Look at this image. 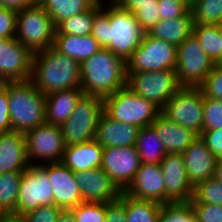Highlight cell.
<instances>
[{
    "instance_id": "cell-1",
    "label": "cell",
    "mask_w": 222,
    "mask_h": 222,
    "mask_svg": "<svg viewBox=\"0 0 222 222\" xmlns=\"http://www.w3.org/2000/svg\"><path fill=\"white\" fill-rule=\"evenodd\" d=\"M108 4V5H107ZM145 31L133 12L100 0L94 6L91 35L102 48L127 61L142 43Z\"/></svg>"
},
{
    "instance_id": "cell-2",
    "label": "cell",
    "mask_w": 222,
    "mask_h": 222,
    "mask_svg": "<svg viewBox=\"0 0 222 222\" xmlns=\"http://www.w3.org/2000/svg\"><path fill=\"white\" fill-rule=\"evenodd\" d=\"M30 81L44 95L81 88L80 63L49 47L33 53Z\"/></svg>"
},
{
    "instance_id": "cell-3",
    "label": "cell",
    "mask_w": 222,
    "mask_h": 222,
    "mask_svg": "<svg viewBox=\"0 0 222 222\" xmlns=\"http://www.w3.org/2000/svg\"><path fill=\"white\" fill-rule=\"evenodd\" d=\"M83 94L105 98L127 86L126 61L107 48L80 64Z\"/></svg>"
},
{
    "instance_id": "cell-4",
    "label": "cell",
    "mask_w": 222,
    "mask_h": 222,
    "mask_svg": "<svg viewBox=\"0 0 222 222\" xmlns=\"http://www.w3.org/2000/svg\"><path fill=\"white\" fill-rule=\"evenodd\" d=\"M6 89L12 131L26 133L46 123L45 95L30 80L9 82Z\"/></svg>"
},
{
    "instance_id": "cell-5",
    "label": "cell",
    "mask_w": 222,
    "mask_h": 222,
    "mask_svg": "<svg viewBox=\"0 0 222 222\" xmlns=\"http://www.w3.org/2000/svg\"><path fill=\"white\" fill-rule=\"evenodd\" d=\"M104 112L116 121L143 128L156 120L161 109L125 86L104 98Z\"/></svg>"
},
{
    "instance_id": "cell-6",
    "label": "cell",
    "mask_w": 222,
    "mask_h": 222,
    "mask_svg": "<svg viewBox=\"0 0 222 222\" xmlns=\"http://www.w3.org/2000/svg\"><path fill=\"white\" fill-rule=\"evenodd\" d=\"M56 25L41 5L17 11L15 39L32 53L53 47Z\"/></svg>"
},
{
    "instance_id": "cell-7",
    "label": "cell",
    "mask_w": 222,
    "mask_h": 222,
    "mask_svg": "<svg viewBox=\"0 0 222 222\" xmlns=\"http://www.w3.org/2000/svg\"><path fill=\"white\" fill-rule=\"evenodd\" d=\"M103 112L104 98L83 94L70 117L60 126L65 147L94 140Z\"/></svg>"
},
{
    "instance_id": "cell-8",
    "label": "cell",
    "mask_w": 222,
    "mask_h": 222,
    "mask_svg": "<svg viewBox=\"0 0 222 222\" xmlns=\"http://www.w3.org/2000/svg\"><path fill=\"white\" fill-rule=\"evenodd\" d=\"M204 95L199 88L182 87L161 109L168 120L199 136L204 131Z\"/></svg>"
},
{
    "instance_id": "cell-9",
    "label": "cell",
    "mask_w": 222,
    "mask_h": 222,
    "mask_svg": "<svg viewBox=\"0 0 222 222\" xmlns=\"http://www.w3.org/2000/svg\"><path fill=\"white\" fill-rule=\"evenodd\" d=\"M127 86L162 109L182 88L176 70L127 73Z\"/></svg>"
},
{
    "instance_id": "cell-10",
    "label": "cell",
    "mask_w": 222,
    "mask_h": 222,
    "mask_svg": "<svg viewBox=\"0 0 222 222\" xmlns=\"http://www.w3.org/2000/svg\"><path fill=\"white\" fill-rule=\"evenodd\" d=\"M177 47L145 33L142 43L126 61L127 73L176 70Z\"/></svg>"
},
{
    "instance_id": "cell-11",
    "label": "cell",
    "mask_w": 222,
    "mask_h": 222,
    "mask_svg": "<svg viewBox=\"0 0 222 222\" xmlns=\"http://www.w3.org/2000/svg\"><path fill=\"white\" fill-rule=\"evenodd\" d=\"M214 65L194 34L177 47L176 73L182 87L198 88Z\"/></svg>"
},
{
    "instance_id": "cell-12",
    "label": "cell",
    "mask_w": 222,
    "mask_h": 222,
    "mask_svg": "<svg viewBox=\"0 0 222 222\" xmlns=\"http://www.w3.org/2000/svg\"><path fill=\"white\" fill-rule=\"evenodd\" d=\"M52 190L48 176V163L30 165L22 173L16 213L23 215L39 206L54 204Z\"/></svg>"
},
{
    "instance_id": "cell-13",
    "label": "cell",
    "mask_w": 222,
    "mask_h": 222,
    "mask_svg": "<svg viewBox=\"0 0 222 222\" xmlns=\"http://www.w3.org/2000/svg\"><path fill=\"white\" fill-rule=\"evenodd\" d=\"M25 138L30 165L61 162L65 145L60 126L45 123L27 131Z\"/></svg>"
},
{
    "instance_id": "cell-14",
    "label": "cell",
    "mask_w": 222,
    "mask_h": 222,
    "mask_svg": "<svg viewBox=\"0 0 222 222\" xmlns=\"http://www.w3.org/2000/svg\"><path fill=\"white\" fill-rule=\"evenodd\" d=\"M140 164L135 146L103 148L101 168L121 191L132 182Z\"/></svg>"
},
{
    "instance_id": "cell-15",
    "label": "cell",
    "mask_w": 222,
    "mask_h": 222,
    "mask_svg": "<svg viewBox=\"0 0 222 222\" xmlns=\"http://www.w3.org/2000/svg\"><path fill=\"white\" fill-rule=\"evenodd\" d=\"M165 186V203L187 202L193 198L182 153H167L160 162Z\"/></svg>"
},
{
    "instance_id": "cell-16",
    "label": "cell",
    "mask_w": 222,
    "mask_h": 222,
    "mask_svg": "<svg viewBox=\"0 0 222 222\" xmlns=\"http://www.w3.org/2000/svg\"><path fill=\"white\" fill-rule=\"evenodd\" d=\"M75 179L86 202L109 203L119 199L122 193L102 168L76 172Z\"/></svg>"
},
{
    "instance_id": "cell-17",
    "label": "cell",
    "mask_w": 222,
    "mask_h": 222,
    "mask_svg": "<svg viewBox=\"0 0 222 222\" xmlns=\"http://www.w3.org/2000/svg\"><path fill=\"white\" fill-rule=\"evenodd\" d=\"M123 192L136 199L164 204L165 186L160 164L141 163L134 179Z\"/></svg>"
},
{
    "instance_id": "cell-18",
    "label": "cell",
    "mask_w": 222,
    "mask_h": 222,
    "mask_svg": "<svg viewBox=\"0 0 222 222\" xmlns=\"http://www.w3.org/2000/svg\"><path fill=\"white\" fill-rule=\"evenodd\" d=\"M48 176L53 187L54 205L66 211L83 202L75 173L62 162L48 163Z\"/></svg>"
},
{
    "instance_id": "cell-19",
    "label": "cell",
    "mask_w": 222,
    "mask_h": 222,
    "mask_svg": "<svg viewBox=\"0 0 222 222\" xmlns=\"http://www.w3.org/2000/svg\"><path fill=\"white\" fill-rule=\"evenodd\" d=\"M33 53L16 39L0 47V75L9 82L30 80Z\"/></svg>"
},
{
    "instance_id": "cell-20",
    "label": "cell",
    "mask_w": 222,
    "mask_h": 222,
    "mask_svg": "<svg viewBox=\"0 0 222 222\" xmlns=\"http://www.w3.org/2000/svg\"><path fill=\"white\" fill-rule=\"evenodd\" d=\"M182 156L188 180L193 187L214 176L218 158L207 148L200 136L189 145Z\"/></svg>"
},
{
    "instance_id": "cell-21",
    "label": "cell",
    "mask_w": 222,
    "mask_h": 222,
    "mask_svg": "<svg viewBox=\"0 0 222 222\" xmlns=\"http://www.w3.org/2000/svg\"><path fill=\"white\" fill-rule=\"evenodd\" d=\"M30 166L26 151L25 133H0V174L23 172Z\"/></svg>"
},
{
    "instance_id": "cell-22",
    "label": "cell",
    "mask_w": 222,
    "mask_h": 222,
    "mask_svg": "<svg viewBox=\"0 0 222 222\" xmlns=\"http://www.w3.org/2000/svg\"><path fill=\"white\" fill-rule=\"evenodd\" d=\"M140 128L125 124L102 113L95 133V140L104 147L135 146Z\"/></svg>"
},
{
    "instance_id": "cell-23",
    "label": "cell",
    "mask_w": 222,
    "mask_h": 222,
    "mask_svg": "<svg viewBox=\"0 0 222 222\" xmlns=\"http://www.w3.org/2000/svg\"><path fill=\"white\" fill-rule=\"evenodd\" d=\"M102 158L103 147L94 139L90 142L66 146L61 162L76 173L101 168Z\"/></svg>"
},
{
    "instance_id": "cell-24",
    "label": "cell",
    "mask_w": 222,
    "mask_h": 222,
    "mask_svg": "<svg viewBox=\"0 0 222 222\" xmlns=\"http://www.w3.org/2000/svg\"><path fill=\"white\" fill-rule=\"evenodd\" d=\"M151 125L158 133L166 153H183L199 136L192 130L168 120L161 113Z\"/></svg>"
},
{
    "instance_id": "cell-25",
    "label": "cell",
    "mask_w": 222,
    "mask_h": 222,
    "mask_svg": "<svg viewBox=\"0 0 222 222\" xmlns=\"http://www.w3.org/2000/svg\"><path fill=\"white\" fill-rule=\"evenodd\" d=\"M82 95L81 88L58 90L45 95L46 123L61 126L70 117Z\"/></svg>"
},
{
    "instance_id": "cell-26",
    "label": "cell",
    "mask_w": 222,
    "mask_h": 222,
    "mask_svg": "<svg viewBox=\"0 0 222 222\" xmlns=\"http://www.w3.org/2000/svg\"><path fill=\"white\" fill-rule=\"evenodd\" d=\"M194 20L191 10L184 16L169 20H159L146 33L176 47L183 43L190 35L193 34Z\"/></svg>"
},
{
    "instance_id": "cell-27",
    "label": "cell",
    "mask_w": 222,
    "mask_h": 222,
    "mask_svg": "<svg viewBox=\"0 0 222 222\" xmlns=\"http://www.w3.org/2000/svg\"><path fill=\"white\" fill-rule=\"evenodd\" d=\"M53 47L80 64L102 48L92 35L75 36L67 34H55Z\"/></svg>"
},
{
    "instance_id": "cell-28",
    "label": "cell",
    "mask_w": 222,
    "mask_h": 222,
    "mask_svg": "<svg viewBox=\"0 0 222 222\" xmlns=\"http://www.w3.org/2000/svg\"><path fill=\"white\" fill-rule=\"evenodd\" d=\"M135 147L141 163L160 164L167 154L158 133L152 125L140 128Z\"/></svg>"
},
{
    "instance_id": "cell-29",
    "label": "cell",
    "mask_w": 222,
    "mask_h": 222,
    "mask_svg": "<svg viewBox=\"0 0 222 222\" xmlns=\"http://www.w3.org/2000/svg\"><path fill=\"white\" fill-rule=\"evenodd\" d=\"M100 0H44L40 5L56 27L65 19L93 8Z\"/></svg>"
},
{
    "instance_id": "cell-30",
    "label": "cell",
    "mask_w": 222,
    "mask_h": 222,
    "mask_svg": "<svg viewBox=\"0 0 222 222\" xmlns=\"http://www.w3.org/2000/svg\"><path fill=\"white\" fill-rule=\"evenodd\" d=\"M193 34L201 49L215 64L222 55V25H194Z\"/></svg>"
},
{
    "instance_id": "cell-31",
    "label": "cell",
    "mask_w": 222,
    "mask_h": 222,
    "mask_svg": "<svg viewBox=\"0 0 222 222\" xmlns=\"http://www.w3.org/2000/svg\"><path fill=\"white\" fill-rule=\"evenodd\" d=\"M160 207L158 202L136 199L125 194L127 222H159Z\"/></svg>"
},
{
    "instance_id": "cell-32",
    "label": "cell",
    "mask_w": 222,
    "mask_h": 222,
    "mask_svg": "<svg viewBox=\"0 0 222 222\" xmlns=\"http://www.w3.org/2000/svg\"><path fill=\"white\" fill-rule=\"evenodd\" d=\"M23 172L0 174V211L16 213L20 181Z\"/></svg>"
},
{
    "instance_id": "cell-33",
    "label": "cell",
    "mask_w": 222,
    "mask_h": 222,
    "mask_svg": "<svg viewBox=\"0 0 222 222\" xmlns=\"http://www.w3.org/2000/svg\"><path fill=\"white\" fill-rule=\"evenodd\" d=\"M94 20V7L78 15L63 20L56 28L55 34L75 36L91 35Z\"/></svg>"
},
{
    "instance_id": "cell-34",
    "label": "cell",
    "mask_w": 222,
    "mask_h": 222,
    "mask_svg": "<svg viewBox=\"0 0 222 222\" xmlns=\"http://www.w3.org/2000/svg\"><path fill=\"white\" fill-rule=\"evenodd\" d=\"M191 12L194 25H222V0H198Z\"/></svg>"
},
{
    "instance_id": "cell-35",
    "label": "cell",
    "mask_w": 222,
    "mask_h": 222,
    "mask_svg": "<svg viewBox=\"0 0 222 222\" xmlns=\"http://www.w3.org/2000/svg\"><path fill=\"white\" fill-rule=\"evenodd\" d=\"M159 222H197L191 201L161 204Z\"/></svg>"
},
{
    "instance_id": "cell-36",
    "label": "cell",
    "mask_w": 222,
    "mask_h": 222,
    "mask_svg": "<svg viewBox=\"0 0 222 222\" xmlns=\"http://www.w3.org/2000/svg\"><path fill=\"white\" fill-rule=\"evenodd\" d=\"M191 203H210L222 205V183L214 177L199 182L194 187Z\"/></svg>"
},
{
    "instance_id": "cell-37",
    "label": "cell",
    "mask_w": 222,
    "mask_h": 222,
    "mask_svg": "<svg viewBox=\"0 0 222 222\" xmlns=\"http://www.w3.org/2000/svg\"><path fill=\"white\" fill-rule=\"evenodd\" d=\"M107 203L83 201L70 210L76 222H105Z\"/></svg>"
},
{
    "instance_id": "cell-38",
    "label": "cell",
    "mask_w": 222,
    "mask_h": 222,
    "mask_svg": "<svg viewBox=\"0 0 222 222\" xmlns=\"http://www.w3.org/2000/svg\"><path fill=\"white\" fill-rule=\"evenodd\" d=\"M204 131L222 128V100L204 96Z\"/></svg>"
},
{
    "instance_id": "cell-39",
    "label": "cell",
    "mask_w": 222,
    "mask_h": 222,
    "mask_svg": "<svg viewBox=\"0 0 222 222\" xmlns=\"http://www.w3.org/2000/svg\"><path fill=\"white\" fill-rule=\"evenodd\" d=\"M198 88L205 97L222 100V69L214 65L208 77Z\"/></svg>"
},
{
    "instance_id": "cell-40",
    "label": "cell",
    "mask_w": 222,
    "mask_h": 222,
    "mask_svg": "<svg viewBox=\"0 0 222 222\" xmlns=\"http://www.w3.org/2000/svg\"><path fill=\"white\" fill-rule=\"evenodd\" d=\"M61 209L54 204L42 205L23 214L25 222H56Z\"/></svg>"
},
{
    "instance_id": "cell-41",
    "label": "cell",
    "mask_w": 222,
    "mask_h": 222,
    "mask_svg": "<svg viewBox=\"0 0 222 222\" xmlns=\"http://www.w3.org/2000/svg\"><path fill=\"white\" fill-rule=\"evenodd\" d=\"M197 222H222V205L192 203Z\"/></svg>"
},
{
    "instance_id": "cell-42",
    "label": "cell",
    "mask_w": 222,
    "mask_h": 222,
    "mask_svg": "<svg viewBox=\"0 0 222 222\" xmlns=\"http://www.w3.org/2000/svg\"><path fill=\"white\" fill-rule=\"evenodd\" d=\"M158 6L162 20L182 17L190 10L181 0H158Z\"/></svg>"
},
{
    "instance_id": "cell-43",
    "label": "cell",
    "mask_w": 222,
    "mask_h": 222,
    "mask_svg": "<svg viewBox=\"0 0 222 222\" xmlns=\"http://www.w3.org/2000/svg\"><path fill=\"white\" fill-rule=\"evenodd\" d=\"M17 11L0 5V37L15 39Z\"/></svg>"
},
{
    "instance_id": "cell-44",
    "label": "cell",
    "mask_w": 222,
    "mask_h": 222,
    "mask_svg": "<svg viewBox=\"0 0 222 222\" xmlns=\"http://www.w3.org/2000/svg\"><path fill=\"white\" fill-rule=\"evenodd\" d=\"M139 21L142 29L147 32L151 29L161 18L159 17V6H148L136 8L133 11Z\"/></svg>"
},
{
    "instance_id": "cell-45",
    "label": "cell",
    "mask_w": 222,
    "mask_h": 222,
    "mask_svg": "<svg viewBox=\"0 0 222 222\" xmlns=\"http://www.w3.org/2000/svg\"><path fill=\"white\" fill-rule=\"evenodd\" d=\"M105 222H127L125 210V193L123 191L119 199L107 203Z\"/></svg>"
},
{
    "instance_id": "cell-46",
    "label": "cell",
    "mask_w": 222,
    "mask_h": 222,
    "mask_svg": "<svg viewBox=\"0 0 222 222\" xmlns=\"http://www.w3.org/2000/svg\"><path fill=\"white\" fill-rule=\"evenodd\" d=\"M200 137L205 141L207 148L217 158H222V128L203 131Z\"/></svg>"
},
{
    "instance_id": "cell-47",
    "label": "cell",
    "mask_w": 222,
    "mask_h": 222,
    "mask_svg": "<svg viewBox=\"0 0 222 222\" xmlns=\"http://www.w3.org/2000/svg\"><path fill=\"white\" fill-rule=\"evenodd\" d=\"M12 131L7 89L0 93V133Z\"/></svg>"
},
{
    "instance_id": "cell-48",
    "label": "cell",
    "mask_w": 222,
    "mask_h": 222,
    "mask_svg": "<svg viewBox=\"0 0 222 222\" xmlns=\"http://www.w3.org/2000/svg\"><path fill=\"white\" fill-rule=\"evenodd\" d=\"M119 5L125 10L133 12L136 8L158 6V0H123Z\"/></svg>"
},
{
    "instance_id": "cell-49",
    "label": "cell",
    "mask_w": 222,
    "mask_h": 222,
    "mask_svg": "<svg viewBox=\"0 0 222 222\" xmlns=\"http://www.w3.org/2000/svg\"><path fill=\"white\" fill-rule=\"evenodd\" d=\"M0 5L7 9L19 11L32 4L28 0H0Z\"/></svg>"
},
{
    "instance_id": "cell-50",
    "label": "cell",
    "mask_w": 222,
    "mask_h": 222,
    "mask_svg": "<svg viewBox=\"0 0 222 222\" xmlns=\"http://www.w3.org/2000/svg\"><path fill=\"white\" fill-rule=\"evenodd\" d=\"M0 222H25L22 214L17 213H4Z\"/></svg>"
},
{
    "instance_id": "cell-51",
    "label": "cell",
    "mask_w": 222,
    "mask_h": 222,
    "mask_svg": "<svg viewBox=\"0 0 222 222\" xmlns=\"http://www.w3.org/2000/svg\"><path fill=\"white\" fill-rule=\"evenodd\" d=\"M56 222H76V220L70 210H62Z\"/></svg>"
},
{
    "instance_id": "cell-52",
    "label": "cell",
    "mask_w": 222,
    "mask_h": 222,
    "mask_svg": "<svg viewBox=\"0 0 222 222\" xmlns=\"http://www.w3.org/2000/svg\"><path fill=\"white\" fill-rule=\"evenodd\" d=\"M213 177L222 183V158L217 160Z\"/></svg>"
},
{
    "instance_id": "cell-53",
    "label": "cell",
    "mask_w": 222,
    "mask_h": 222,
    "mask_svg": "<svg viewBox=\"0 0 222 222\" xmlns=\"http://www.w3.org/2000/svg\"><path fill=\"white\" fill-rule=\"evenodd\" d=\"M9 81L0 75V93L6 90V87L8 85Z\"/></svg>"
},
{
    "instance_id": "cell-54",
    "label": "cell",
    "mask_w": 222,
    "mask_h": 222,
    "mask_svg": "<svg viewBox=\"0 0 222 222\" xmlns=\"http://www.w3.org/2000/svg\"><path fill=\"white\" fill-rule=\"evenodd\" d=\"M190 10L196 5L198 0H181Z\"/></svg>"
},
{
    "instance_id": "cell-55",
    "label": "cell",
    "mask_w": 222,
    "mask_h": 222,
    "mask_svg": "<svg viewBox=\"0 0 222 222\" xmlns=\"http://www.w3.org/2000/svg\"><path fill=\"white\" fill-rule=\"evenodd\" d=\"M104 1L110 4L119 5L123 0H104Z\"/></svg>"
},
{
    "instance_id": "cell-56",
    "label": "cell",
    "mask_w": 222,
    "mask_h": 222,
    "mask_svg": "<svg viewBox=\"0 0 222 222\" xmlns=\"http://www.w3.org/2000/svg\"><path fill=\"white\" fill-rule=\"evenodd\" d=\"M33 5H40L44 0H28Z\"/></svg>"
},
{
    "instance_id": "cell-57",
    "label": "cell",
    "mask_w": 222,
    "mask_h": 222,
    "mask_svg": "<svg viewBox=\"0 0 222 222\" xmlns=\"http://www.w3.org/2000/svg\"><path fill=\"white\" fill-rule=\"evenodd\" d=\"M216 67H219L220 69H222V55L221 57L218 59V61L215 63Z\"/></svg>"
},
{
    "instance_id": "cell-58",
    "label": "cell",
    "mask_w": 222,
    "mask_h": 222,
    "mask_svg": "<svg viewBox=\"0 0 222 222\" xmlns=\"http://www.w3.org/2000/svg\"><path fill=\"white\" fill-rule=\"evenodd\" d=\"M9 39L0 37V47H3Z\"/></svg>"
},
{
    "instance_id": "cell-59",
    "label": "cell",
    "mask_w": 222,
    "mask_h": 222,
    "mask_svg": "<svg viewBox=\"0 0 222 222\" xmlns=\"http://www.w3.org/2000/svg\"><path fill=\"white\" fill-rule=\"evenodd\" d=\"M3 214H4V212L0 211V219H1Z\"/></svg>"
}]
</instances>
